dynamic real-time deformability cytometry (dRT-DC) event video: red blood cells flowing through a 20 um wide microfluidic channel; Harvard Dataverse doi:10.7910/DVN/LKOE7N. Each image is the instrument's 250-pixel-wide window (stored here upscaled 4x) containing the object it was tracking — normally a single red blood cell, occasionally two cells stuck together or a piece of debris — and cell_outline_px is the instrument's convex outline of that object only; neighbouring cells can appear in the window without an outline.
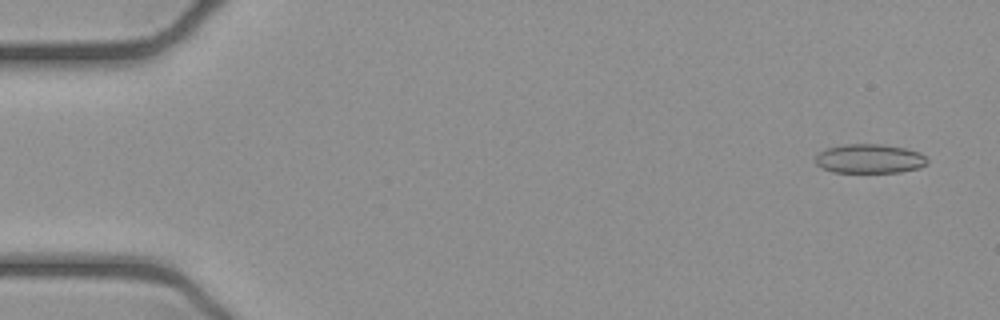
{"species": "common noctule bat (a hibernating species)", "species_latin": "Nyctalus noctula", "temperature_condition": "cold", "stored_images_in_passage": 52, "camera_frame_rate_fps": 3000, "um_per_image_px": 0.085, "animal": {"sex": "female", "body_mass_g": 21.9}, "frame": {"image": 1, "passage_image": 3, "time_ms": 0.667, "image_size_px": [1000, 320], "cell_outline_px": [[928, 164], [920, 168], [900, 172], [832, 172], [816, 164], [816, 156], [820, 152], [828, 148], [844, 144], [884, 144], [904, 148], [920, 152], [928, 160]], "centroid_in_image_um": [73.95, 13.49], "position_along_channel_um": 11.0, "area_um2": 19.02}}
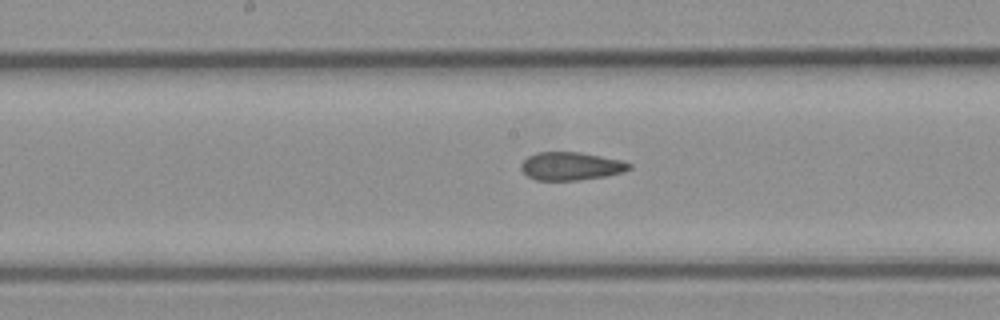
{"frame": {"image": 2, "passage_image": 27, "time_ms": 8.667, "image_size_px": [1000, 320], "cell_outline_px": [[632, 168], [624, 172], [608, 176], [580, 180], [536, 180], [528, 176], [520, 168], [520, 164], [528, 156], [540, 152], [580, 152], [624, 160], [632, 164]], "centroid_in_image_um": [48.59, 14.12], "position_along_channel_um": 199.6, "area_um2": 17.92}}
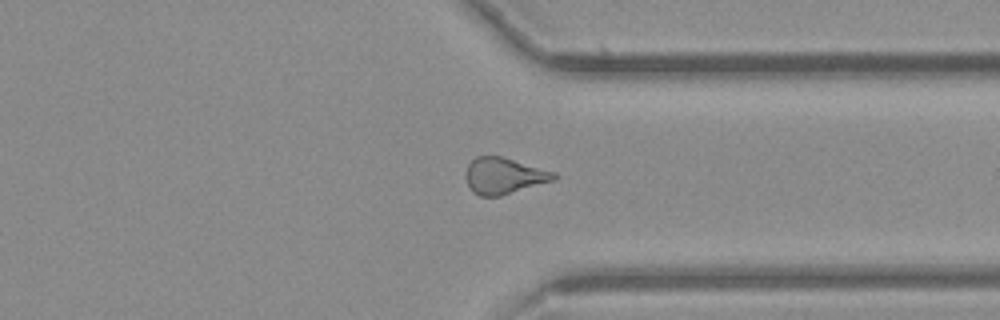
{"frame": {"image": 3, "passage_image": 40, "time_ms": 13.0, "image_size_px": [1000, 320], "cell_outline_px": [[556, 180], [500, 196], [480, 196], [472, 192], [464, 176], [464, 172], [468, 164], [476, 156], [500, 156], [556, 172]], "centroid_in_image_um": [42.81, 14.95], "position_along_channel_um": 368.6, "area_um2": 18.73}, "authors_computed_cell_mechanics": {"area_um2": 19.074, "velocity_mm_per_s": 3.9227, "shape_relaxation_time_tau1_ms": null, "shape_relaxation_time_tau2_ms": 2.7558, "deformation_change_tau1": null, "deformation_change_tau2": 0.0958}}